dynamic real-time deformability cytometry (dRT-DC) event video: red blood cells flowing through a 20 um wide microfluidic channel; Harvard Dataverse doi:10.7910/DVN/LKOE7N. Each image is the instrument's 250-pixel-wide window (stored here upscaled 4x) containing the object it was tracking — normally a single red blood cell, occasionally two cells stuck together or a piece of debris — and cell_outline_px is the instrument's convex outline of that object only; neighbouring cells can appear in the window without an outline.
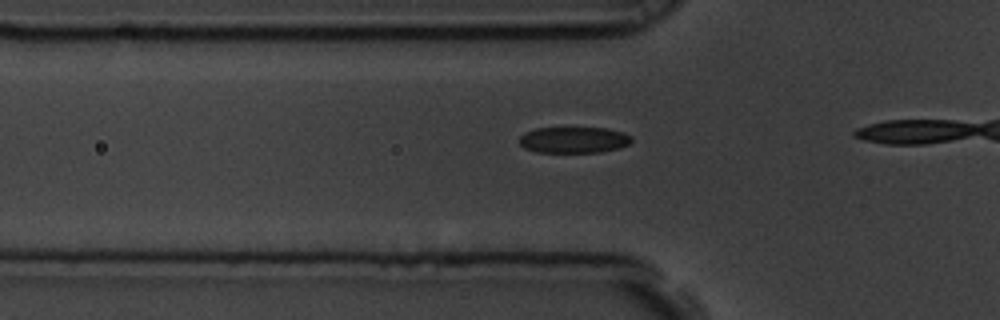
{"species": "common noctule bat (a hibernating species)", "species_latin": "Nyctalus noctula", "temperature_condition": "room temperature", "stored_images_in_passage": 18, "camera_frame_rate_fps": 3000, "um_per_image_px": 0.085, "animal": {"sex": "male", "body_mass_g": 19.5, "forearm_length_mm": 54.6}, "frame": {"image": 1, "passage_image": 13, "time_ms": 4.0, "image_size_px": [1000, 320], "cell_outline_px": [[632, 140], [628, 144], [620, 148], [600, 152], [536, 152], [524, 148], [520, 144], [520, 136], [524, 132], [536, 128], [608, 128], [632, 136]], "centroid_in_image_um": [48.76, 11.89], "position_along_channel_um": 77.0, "area_um2": 17.11}}
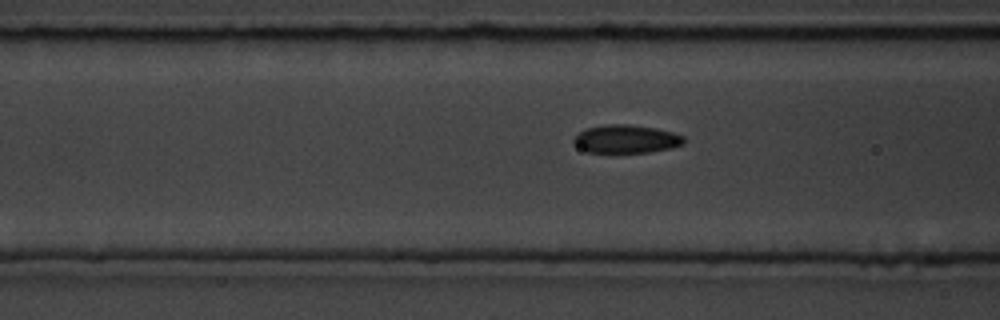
{"frame": {"image": 2, "passage_image": 16, "time_ms": 5.0, "image_size_px": [1000, 320], "cell_outline_px": [[684, 144], [672, 148], [648, 152], [616, 156], [588, 152], [580, 148], [572, 140], [580, 132], [588, 128], [608, 124], [628, 124], [656, 128], [672, 132], [684, 136]], "centroid_in_image_um": [53.23, 11.87], "position_along_channel_um": 113.4, "area_um2": 18.79}}